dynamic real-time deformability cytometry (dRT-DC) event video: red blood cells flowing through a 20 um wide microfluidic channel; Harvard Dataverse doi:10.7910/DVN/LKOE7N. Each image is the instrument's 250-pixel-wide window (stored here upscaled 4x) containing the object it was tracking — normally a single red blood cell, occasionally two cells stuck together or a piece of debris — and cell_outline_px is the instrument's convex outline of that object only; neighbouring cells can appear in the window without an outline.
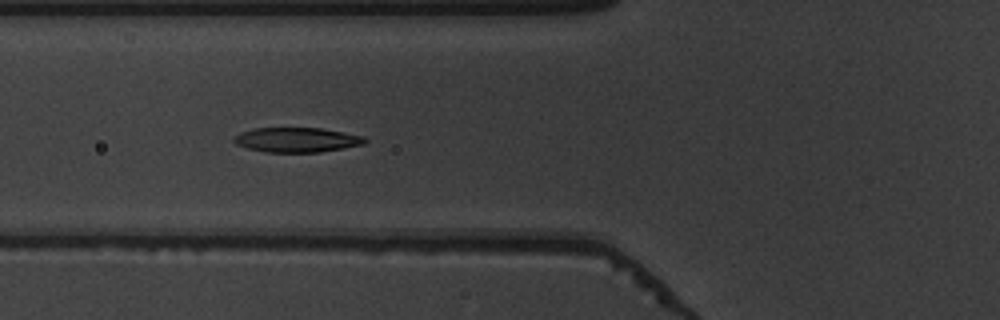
{"species": "common noctule bat (a hibernating species)", "species_latin": "Nyctalus noctula", "temperature_condition": "warm", "stored_images_in_passage": 54, "camera_frame_rate_fps": 3000, "um_per_image_px": 0.085, "animal": {"sex": "male", "body_mass_g": 19.5, "forearm_length_mm": 54.6}, "frame": {"image": 1, "passage_image": 22, "time_ms": 7.0, "image_size_px": [1000, 320], "cell_outline_px": [[368, 140], [364, 144], [344, 148], [320, 152], [264, 152], [248, 148], [236, 144], [232, 140], [232, 136], [240, 132], [252, 128], [320, 128], [364, 136]], "centroid_in_image_um": [25.19, 11.88], "position_along_channel_um": 100.6, "area_um2": 18.96}}
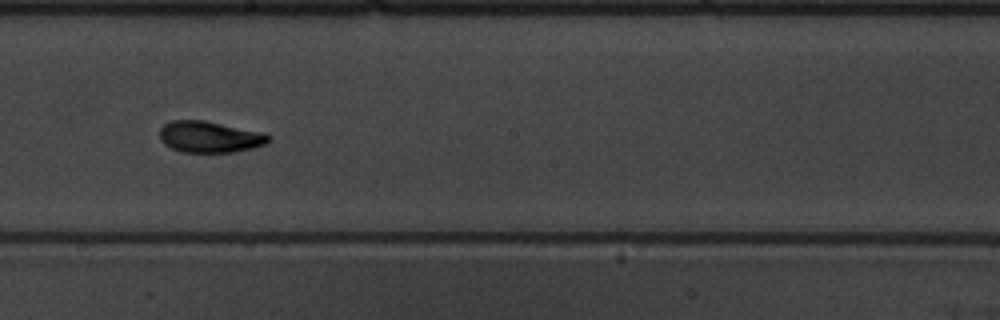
{"frame": {"image": 2, "passage_image": 32, "time_ms": 10.333, "image_size_px": [1000, 320], "cell_outline_px": [[272, 140], [268, 144], [252, 148], [232, 152], [180, 152], [164, 144], [160, 140], [160, 128], [164, 124], [172, 120], [204, 120], [260, 132], [272, 136]], "centroid_in_image_um": [17.83, 11.64], "position_along_channel_um": 230.4, "area_um2": 19.94}}
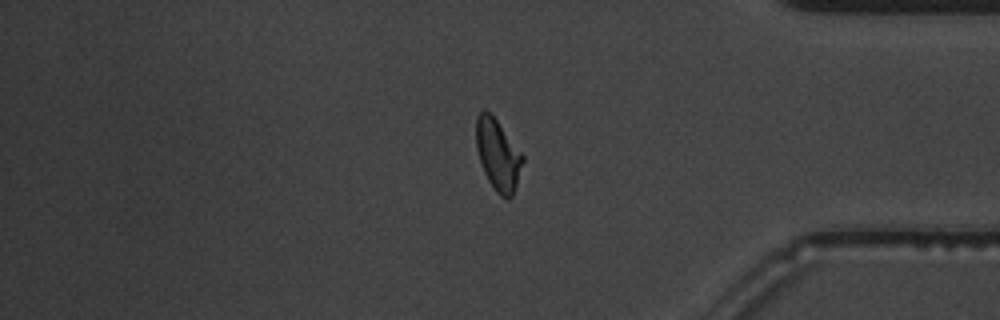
{"frame": {"image": 3, "passage_image": 46, "time_ms": 15.0, "image_size_px": [1000, 320], "cell_outline_px": [[524, 160], [512, 196], [508, 200], [504, 200], [496, 192], [488, 180], [484, 172], [476, 148], [476, 116], [484, 108], [492, 112], [524, 156]], "centroid_in_image_um": [42.31, 13.12], "position_along_channel_um": 392.9, "area_um2": 19.54}, "authors_computed_cell_mechanics": {"area_um2": 19.1318, "velocity_mm_per_s": 3.8846, "shape_relaxation_time_tau1_ms": 3.4131, "shape_relaxation_time_tau2_ms": 2.2612, "deformation_change_tau1": 0.1804, "deformation_change_tau2": 0.05}}